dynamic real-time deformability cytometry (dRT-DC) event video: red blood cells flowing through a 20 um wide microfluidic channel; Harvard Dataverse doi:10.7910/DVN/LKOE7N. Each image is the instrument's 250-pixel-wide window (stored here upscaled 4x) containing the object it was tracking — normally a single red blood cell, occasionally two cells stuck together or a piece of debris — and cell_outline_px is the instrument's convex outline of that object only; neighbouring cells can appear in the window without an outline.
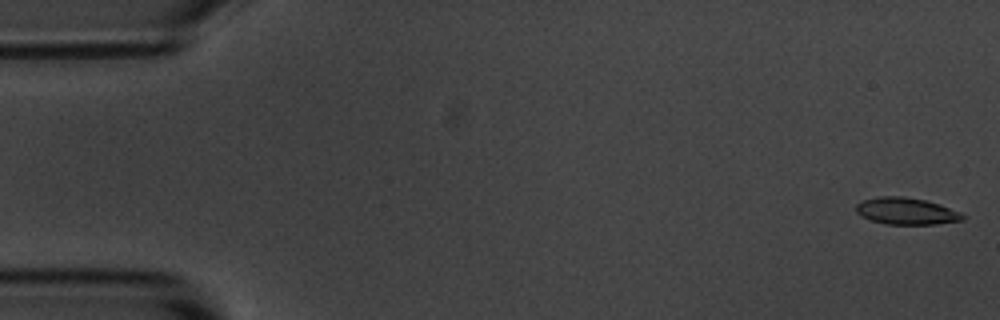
{"species": "common noctule bat (a hibernating species)", "species_latin": "Nyctalus noctula", "temperature_condition": "room temperature", "stored_images_in_passage": 4, "camera_frame_rate_fps": 3000, "um_per_image_px": 0.085, "animal": {"sex": "male", "body_mass_g": 20.1, "forearm_length_mm": 53.5}, "frame": {"image": 1, "passage_image": 1, "time_ms": 0.0, "image_size_px": [1000, 320], "cell_outline_px": [[968, 216], [964, 220], [936, 224], [884, 224], [860, 216], [856, 212], [856, 204], [864, 200], [880, 196], [904, 196], [924, 200], [940, 204], [960, 212]], "centroid_in_image_um": [77.06, 17.95], "position_along_channel_um": 7.9, "area_um2": 16.76}}
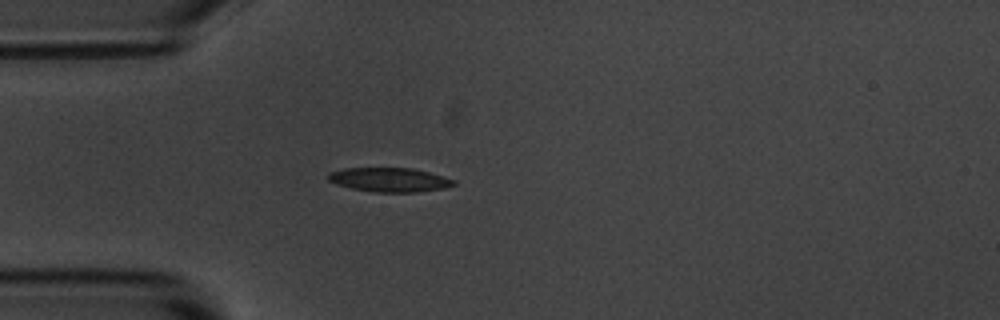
{"frame": {"image": 2, "passage_image": 4, "time_ms": 4.667, "image_size_px": [1000, 320], "cell_outline_px": [[456, 184], [444, 188], [416, 192], [372, 192], [352, 188], [336, 184], [328, 180], [324, 176], [328, 172], [344, 168], [412, 168], [428, 172], [456, 180]], "centroid_in_image_um": [33.06, 15.27], "position_along_channel_um": 51.9, "area_um2": 17.74}}